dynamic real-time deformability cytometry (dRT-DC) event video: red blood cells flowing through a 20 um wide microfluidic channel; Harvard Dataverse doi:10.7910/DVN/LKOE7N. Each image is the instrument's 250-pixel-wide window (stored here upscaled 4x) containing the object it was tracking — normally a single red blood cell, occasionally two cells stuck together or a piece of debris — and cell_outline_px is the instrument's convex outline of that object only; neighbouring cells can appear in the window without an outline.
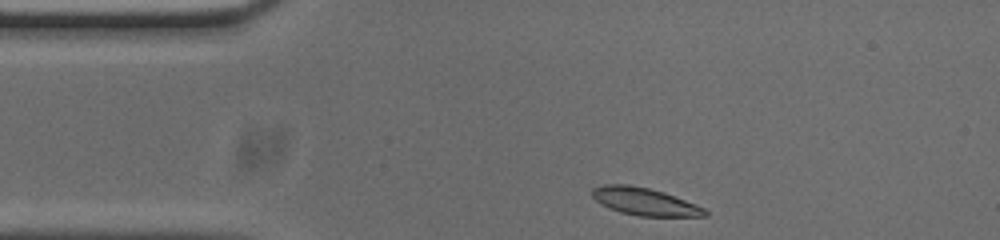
{"species": "common noctule bat (a hibernating species)", "species_latin": "Nyctalus noctula", "temperature_condition": "cold", "stored_images_in_passage": 36, "camera_frame_rate_fps": 3000, "um_per_image_px": 0.085, "animal": {"sex": "male", "body_mass_g": 20.0, "forearm_length_mm": 53.3}, "frame": {"image": 1, "passage_image": 1, "time_ms": 0.0, "image_size_px": [1000, 240], "cell_outline_px": [[708, 216], [640, 216], [620, 212], [608, 208], [600, 204], [592, 196], [592, 188], [604, 184], [628, 184], [648, 188], [664, 192], [696, 204], [704, 208], [708, 212]], "centroid_in_image_um": [54.78, 17.13], "position_along_channel_um": 30.2, "area_um2": 18.09}}
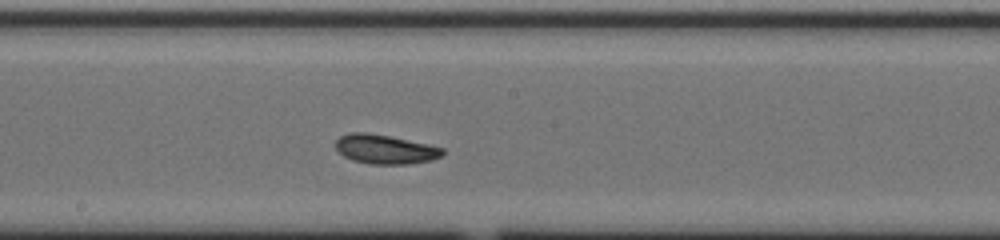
{"frame": {"image": 2, "passage_image": 19, "time_ms": 6.0, "image_size_px": [1000, 240], "cell_outline_px": [[444, 152], [440, 156], [432, 160], [408, 164], [368, 164], [352, 160], [344, 156], [336, 148], [336, 140], [340, 136], [348, 132], [368, 132], [428, 144], [444, 148]], "centroid_in_image_um": [32.72, 12.68], "position_along_channel_um": 215.5, "area_um2": 18.21}}
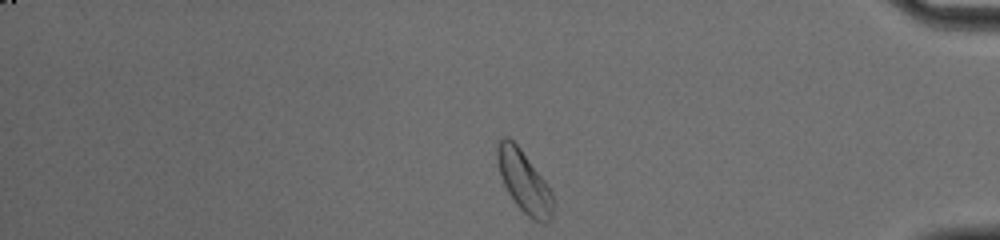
{"frame": {"image": 3, "passage_image": 36, "time_ms": 11.667, "image_size_px": [1000, 240], "cell_outline_px": [[552, 220], [548, 224], [544, 224], [532, 220], [516, 204], [508, 192], [504, 184], [500, 172], [496, 156], [496, 144], [500, 136], [508, 136], [520, 148], [544, 180], [552, 192]], "centroid_in_image_um": [44.53, 15.44], "position_along_channel_um": 390.7, "area_um2": 20.0}, "authors_computed_cell_mechanics": {"area_um2": 17.9758, "velocity_mm_per_s": 3.7108, "shape_relaxation_time_tau1_ms": 3.3863, "shape_relaxation_time_tau2_ms": 3.2867, "deformation_change_tau1": 0.119, "deformation_change_tau2": 0.0622}}